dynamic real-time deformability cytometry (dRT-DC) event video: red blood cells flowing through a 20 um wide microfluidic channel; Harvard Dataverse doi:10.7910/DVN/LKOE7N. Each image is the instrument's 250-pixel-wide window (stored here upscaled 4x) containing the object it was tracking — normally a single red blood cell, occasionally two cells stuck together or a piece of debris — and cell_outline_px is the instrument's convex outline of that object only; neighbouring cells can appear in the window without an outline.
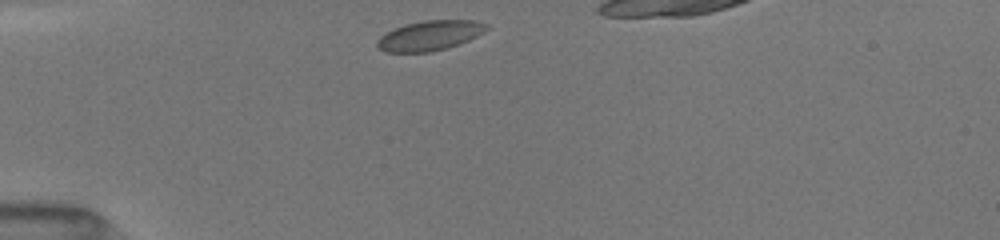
{"species": "common noctule bat (a hibernating species)", "species_latin": "Nyctalus noctula", "temperature_condition": "room temperature", "stored_images_in_passage": 19, "camera_frame_rate_fps": 3000, "um_per_image_px": 0.085, "animal": {"sex": "female", "body_mass_g": 19.5, "forearm_length_mm": 54.1}, "frame": {"image": 1, "passage_image": 1, "time_ms": 0.0, "image_size_px": [1000, 240], "cell_outline_px": [[488, 28], [484, 32], [468, 40], [448, 48], [432, 52], [384, 52], [376, 44], [376, 40], [380, 36], [404, 24], [424, 20], [472, 20], [488, 24]], "centroid_in_image_um": [36.53, 3.02], "position_along_channel_um": 48.5, "area_um2": 19.02}}
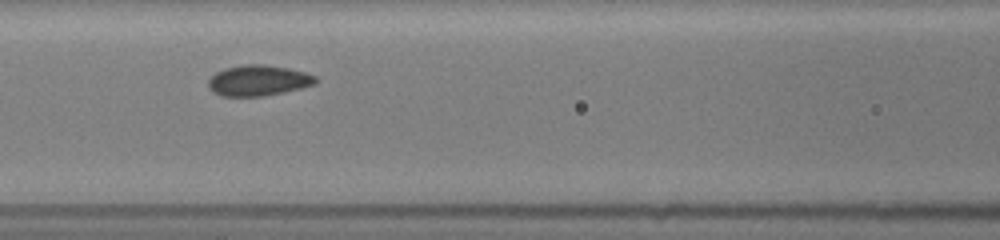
{"frame": {"image": 2, "passage_image": 14, "time_ms": 3.0, "image_size_px": [1000, 240], "cell_outline_px": [[320, 80], [316, 84], [284, 92], [264, 96], [220, 96], [212, 92], [208, 88], [208, 80], [216, 72], [224, 68], [244, 64], [264, 64], [288, 68], [304, 72], [316, 76]], "centroid_in_image_um": [21.95, 6.84], "position_along_channel_um": 144.6, "area_um2": 19.42}}
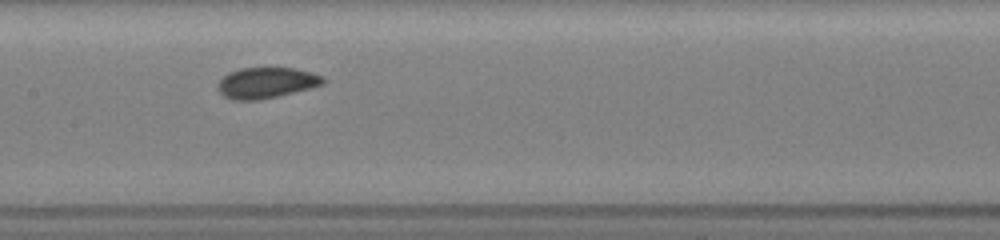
{"frame": {"image": 3, "passage_image": 18, "time_ms": 4.0, "image_size_px": [1000, 240], "cell_outline_px": [[328, 80], [324, 84], [312, 88], [260, 100], [232, 100], [224, 96], [220, 92], [220, 80], [228, 72], [240, 68], [296, 68], [324, 76]], "centroid_in_image_um": [22.71, 7.03], "position_along_channel_um": 184.7, "area_um2": 18.96}}